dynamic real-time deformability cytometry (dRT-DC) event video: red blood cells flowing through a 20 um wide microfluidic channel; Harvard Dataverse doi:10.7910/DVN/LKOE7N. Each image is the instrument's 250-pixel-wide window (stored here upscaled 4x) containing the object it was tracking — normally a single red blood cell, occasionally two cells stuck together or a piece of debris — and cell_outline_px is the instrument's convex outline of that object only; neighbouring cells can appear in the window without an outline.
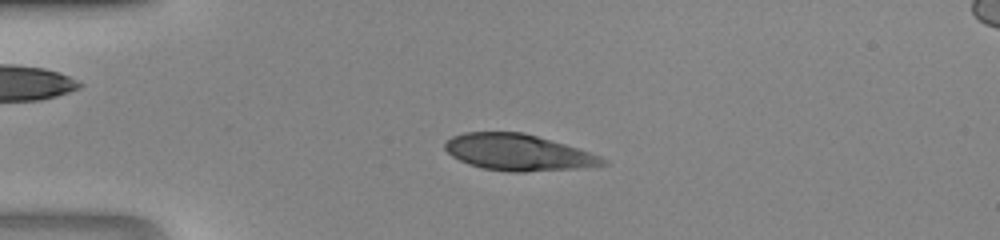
{"species": "human", "species_latin": "Homo sapiens", "temperature_condition": "room temperature", "stored_images_in_passage": 42, "camera_frame_rate_fps": 3000, "um_per_image_px": 0.085, "donor": {"sex": "male"}, "frame": {"image": 1, "passage_image": 8, "time_ms": 2.333, "image_size_px": [1000, 240], "cell_outline_px": [[608, 164], [576, 168], [524, 172], [512, 172], [484, 168], [468, 164], [452, 156], [444, 148], [444, 144], [452, 136], [464, 132], [524, 132], [564, 144], [600, 156], [608, 160]], "centroid_in_image_um": [44.02, 12.95], "position_along_channel_um": 41.0, "area_um2": 33.06}}
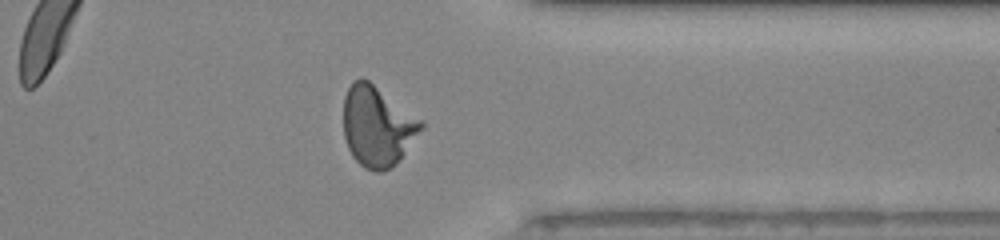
{"frame": {"image": 2, "passage_image": 33, "time_ms": 10.667, "image_size_px": [1000, 240], "cell_outline_px": [[424, 128], [400, 156], [388, 168], [380, 172], [376, 172], [364, 168], [352, 156], [348, 148], [344, 136], [344, 96], [352, 80], [360, 76], [364, 76], [424, 120]], "centroid_in_image_um": [32.06, 10.65], "position_along_channel_um": 379.3, "area_um2": 36.47}}
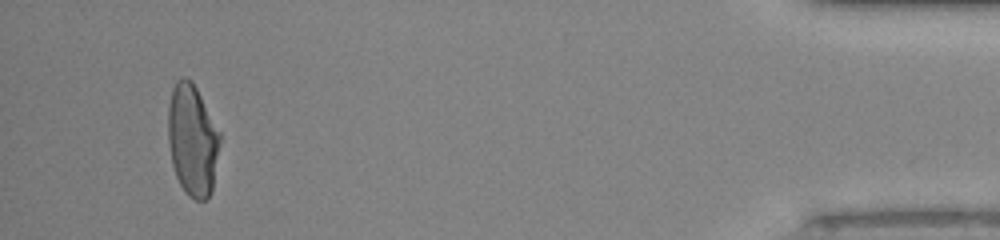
{"frame": {"image": 3, "passage_image": 40, "time_ms": 13.0, "image_size_px": [1000, 240], "cell_outline_px": [[220, 140], [212, 188], [208, 196], [204, 200], [196, 200], [188, 196], [184, 192], [176, 176], [172, 164], [168, 140], [168, 104], [172, 88], [176, 80], [180, 76], [184, 76], [192, 80], [220, 132]], "centroid_in_image_um": [16.33, 11.87], "position_along_channel_um": 418.9, "area_um2": 33.7}}